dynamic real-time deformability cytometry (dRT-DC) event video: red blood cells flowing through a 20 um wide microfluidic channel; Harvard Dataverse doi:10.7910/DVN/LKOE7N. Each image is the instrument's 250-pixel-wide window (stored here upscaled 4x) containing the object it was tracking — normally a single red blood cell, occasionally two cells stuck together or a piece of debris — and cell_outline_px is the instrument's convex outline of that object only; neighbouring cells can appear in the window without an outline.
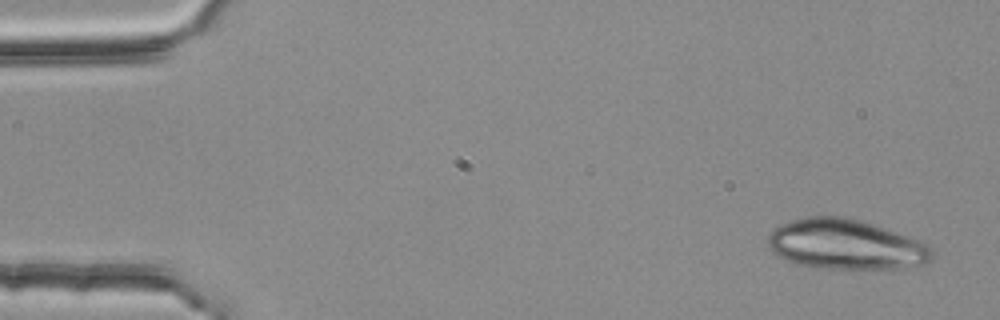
{"species": "common noctule bat (a hibernating species)", "species_latin": "Nyctalus noctula", "temperature_condition": "room temperature", "stored_images_in_passage": 3, "camera_frame_rate_fps": 3000, "um_per_image_px": 0.085, "animal": {"sex": "female", "body_mass_g": 25.1}, "frame": {"image": 1, "passage_image": 1, "time_ms": 0.0, "image_size_px": [1000, 320], "cell_outline_px": [[936, 256], [932, 260], [924, 264], [896, 268], [820, 268], [796, 264], [776, 256], [768, 248], [768, 236], [780, 224], [804, 216], [840, 216], [872, 224], [908, 236], [924, 244], [936, 252]], "centroid_in_image_um": [71.85, 20.78], "position_along_channel_um": 13.1, "area_um2": 47.63}}